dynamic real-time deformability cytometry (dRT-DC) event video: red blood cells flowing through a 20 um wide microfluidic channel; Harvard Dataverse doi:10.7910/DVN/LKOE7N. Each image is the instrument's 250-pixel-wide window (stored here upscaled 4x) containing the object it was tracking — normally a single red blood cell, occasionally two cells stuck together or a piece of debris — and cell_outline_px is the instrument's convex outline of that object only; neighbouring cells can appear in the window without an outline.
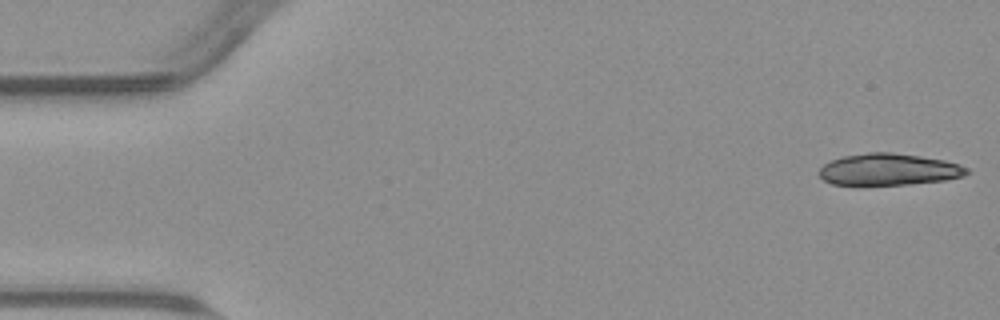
{"species": "common noctule bat (a hibernating species)", "species_latin": "Nyctalus noctula", "temperature_condition": "warm", "stored_images_in_passage": 53, "camera_frame_rate_fps": 3000, "um_per_image_px": 0.085, "animal": {"sex": "male", "body_mass_g": 23.1, "forearm_length_mm": 52.7}, "frame": {"image": 1, "passage_image": 1, "time_ms": 0.0, "image_size_px": [1000, 320], "cell_outline_px": [[968, 172], [964, 176], [944, 180], [908, 184], [832, 184], [824, 180], [816, 172], [824, 164], [832, 160], [844, 156], [868, 152], [892, 152], [920, 156], [944, 160], [960, 164], [968, 168]], "centroid_in_image_um": [75.54, 14.39], "position_along_channel_um": 9.5, "area_um2": 27.11}}
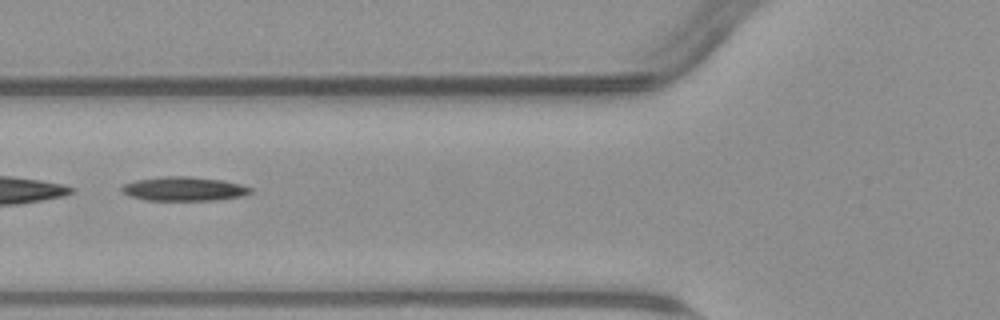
{"frame": {"image": 2, "passage_image": 20, "time_ms": 6.333, "image_size_px": [1000, 320], "cell_outline_px": [[252, 192], [240, 196], [212, 200], [144, 200], [128, 196], [120, 188], [124, 184], [136, 180], [160, 176], [188, 176], [220, 180], [240, 184], [252, 188]], "centroid_in_image_um": [15.58, 16.05], "position_along_channel_um": 110.2, "area_um2": 17.92}}
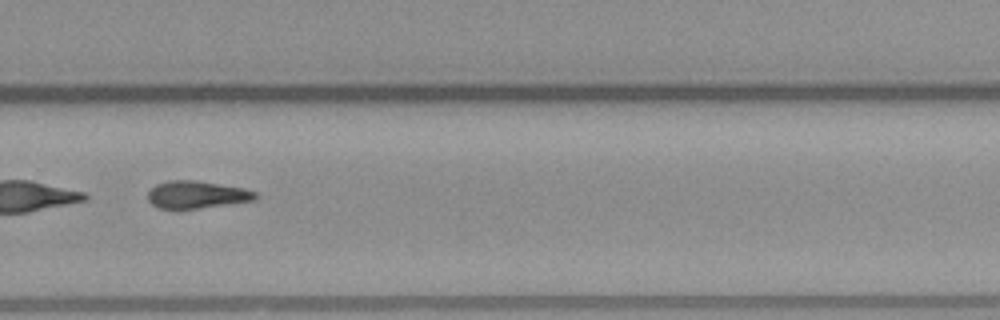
{"frame": {"image": 3, "passage_image": 36, "time_ms": 11.667, "image_size_px": [1000, 320], "cell_outline_px": [[256, 200], [196, 208], [160, 208], [152, 204], [148, 200], [148, 192], [156, 184], [168, 180], [196, 180], [244, 188], [256, 192]], "centroid_in_image_um": [16.71, 16.53], "position_along_channel_um": 313.1, "area_um2": 16.94}}